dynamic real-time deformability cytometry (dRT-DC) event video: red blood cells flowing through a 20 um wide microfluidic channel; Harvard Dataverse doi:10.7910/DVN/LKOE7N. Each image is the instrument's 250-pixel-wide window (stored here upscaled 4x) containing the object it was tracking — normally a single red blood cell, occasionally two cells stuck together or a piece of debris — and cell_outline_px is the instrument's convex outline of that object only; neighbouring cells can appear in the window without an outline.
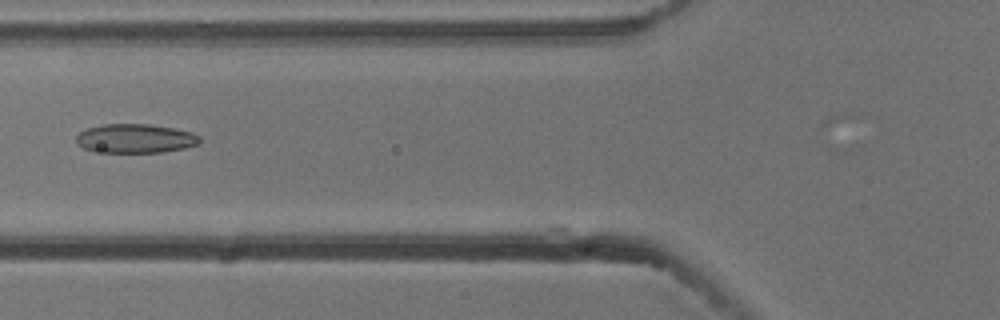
{"species": "common noctule bat (a hibernating species)", "species_latin": "Nyctalus noctula", "temperature_condition": "cold", "stored_images_in_passage": 7, "camera_frame_rate_fps": 3000, "um_per_image_px": 0.085, "animal": {"sex": "male", "body_mass_g": 13.3}, "frame": {"image": 1, "passage_image": 6, "time_ms": 1.667, "image_size_px": [1000, 320], "cell_outline_px": [[200, 140], [196, 144], [184, 148], [160, 152], [104, 152], [84, 148], [76, 140], [76, 136], [80, 132], [88, 128], [104, 124], [148, 124], [172, 128], [192, 132], [200, 136]], "centroid_in_image_um": [11.51, 11.76], "position_along_channel_um": 114.3, "area_um2": 20.52}}
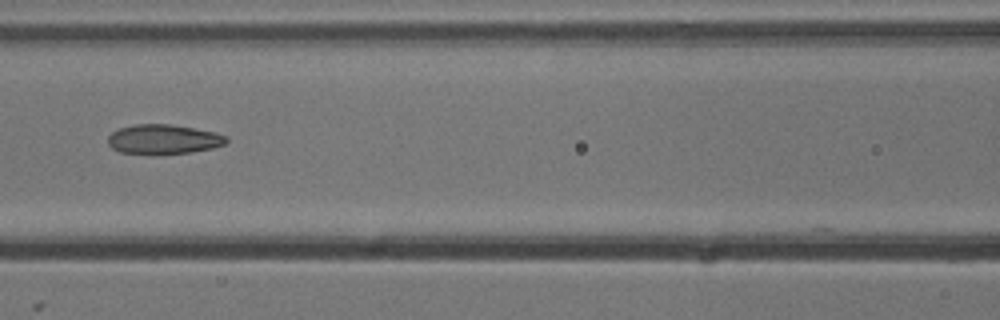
{"frame": {"image": 2, "passage_image": 7, "time_ms": 2.0, "image_size_px": [1000, 320], "cell_outline_px": [[228, 140], [224, 144], [208, 148], [188, 152], [152, 156], [120, 152], [112, 148], [108, 144], [108, 136], [112, 132], [120, 128], [136, 124], [172, 124], [212, 132], [224, 136]], "centroid_in_image_um": [13.8, 11.86], "position_along_channel_um": 152.8, "area_um2": 20.4}}